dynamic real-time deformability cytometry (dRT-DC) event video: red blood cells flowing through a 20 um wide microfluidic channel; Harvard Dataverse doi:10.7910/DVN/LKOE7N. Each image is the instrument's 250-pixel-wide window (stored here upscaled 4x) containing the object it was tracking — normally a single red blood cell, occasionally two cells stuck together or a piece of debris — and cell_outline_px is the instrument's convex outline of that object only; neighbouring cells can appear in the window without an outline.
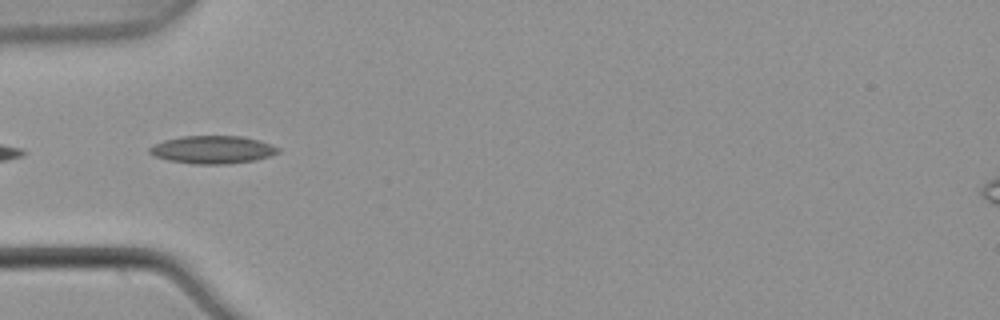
{"species": "common noctule bat (a hibernating species)", "species_latin": "Nyctalus noctula", "temperature_condition": "warm", "stored_images_in_passage": 5, "camera_frame_rate_fps": 3000, "um_per_image_px": 0.085, "animal": {"sex": "male", "body_mass_g": 21.5, "forearm_length_mm": 52.0}, "frame": {"image": 1, "passage_image": 3, "time_ms": 0.667, "image_size_px": [1000, 320], "cell_outline_px": [[280, 152], [256, 160], [228, 164], [196, 164], [168, 160], [156, 156], [148, 152], [148, 148], [164, 140], [180, 136], [244, 136], [260, 140], [280, 148]], "centroid_in_image_um": [18.09, 12.72], "position_along_channel_um": 66.9, "area_um2": 20.87}}
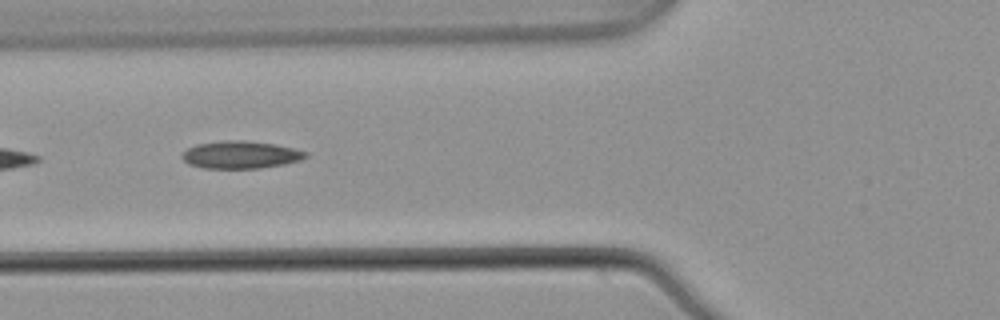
{"frame": {"image": 2, "passage_image": 4, "time_ms": 1.0, "image_size_px": [1000, 320], "cell_outline_px": [[308, 156], [300, 160], [284, 164], [260, 168], [204, 168], [188, 164], [180, 156], [188, 148], [196, 144], [220, 140], [244, 140], [276, 144], [308, 152]], "centroid_in_image_um": [20.44, 13.14], "position_along_channel_um": 105.4, "area_um2": 19.88}}
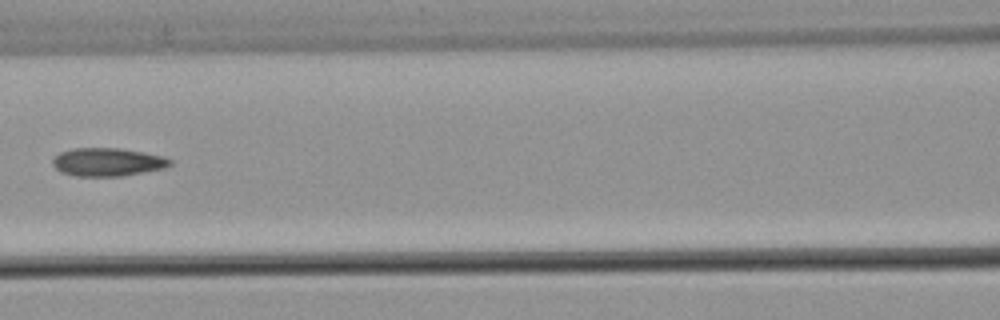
{"frame": {"image": 3, "passage_image": 5, "time_ms": 1.333, "image_size_px": [1000, 320], "cell_outline_px": [[172, 164], [164, 168], [120, 176], [76, 176], [60, 172], [52, 164], [52, 160], [60, 152], [76, 148], [120, 148], [160, 156], [172, 160]], "centroid_in_image_um": [9.1, 13.78], "position_along_channel_um": 157.5, "area_um2": 19.02}}